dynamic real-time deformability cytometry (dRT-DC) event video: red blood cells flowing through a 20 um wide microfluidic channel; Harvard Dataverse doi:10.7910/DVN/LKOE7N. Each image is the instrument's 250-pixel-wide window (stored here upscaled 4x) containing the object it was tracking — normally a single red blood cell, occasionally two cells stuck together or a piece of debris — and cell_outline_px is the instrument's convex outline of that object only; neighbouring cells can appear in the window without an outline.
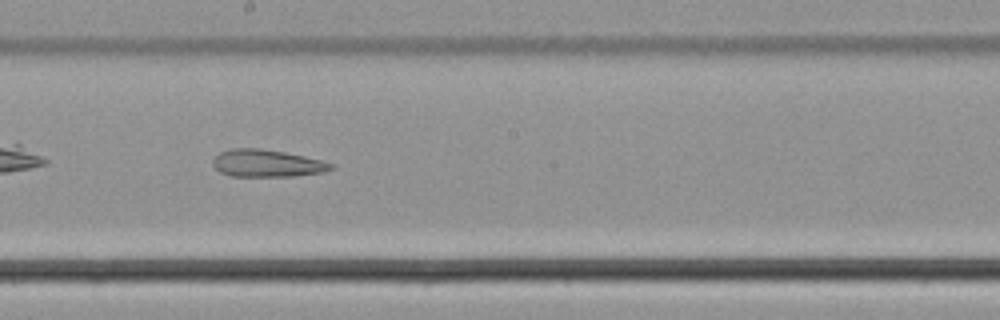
{"species": "common noctule bat (a hibernating species)", "species_latin": "Nyctalus noctula", "temperature_condition": "cold", "stored_images_in_passage": 40, "camera_frame_rate_fps": 3000, "um_per_image_px": 0.085, "animal": {"sex": "male", "body_mass_g": 21.5, "forearm_length_mm": 52.0}, "frame": {"image": 1, "passage_image": 18, "time_ms": 5.667, "image_size_px": [1000, 320], "cell_outline_px": [[332, 168], [324, 172], [292, 176], [232, 176], [220, 172], [212, 164], [212, 160], [220, 152], [232, 148], [260, 148], [284, 152], [304, 156], [320, 160], [332, 164]], "centroid_in_image_um": [22.65, 13.87], "position_along_channel_um": 225.6, "area_um2": 18.61}}